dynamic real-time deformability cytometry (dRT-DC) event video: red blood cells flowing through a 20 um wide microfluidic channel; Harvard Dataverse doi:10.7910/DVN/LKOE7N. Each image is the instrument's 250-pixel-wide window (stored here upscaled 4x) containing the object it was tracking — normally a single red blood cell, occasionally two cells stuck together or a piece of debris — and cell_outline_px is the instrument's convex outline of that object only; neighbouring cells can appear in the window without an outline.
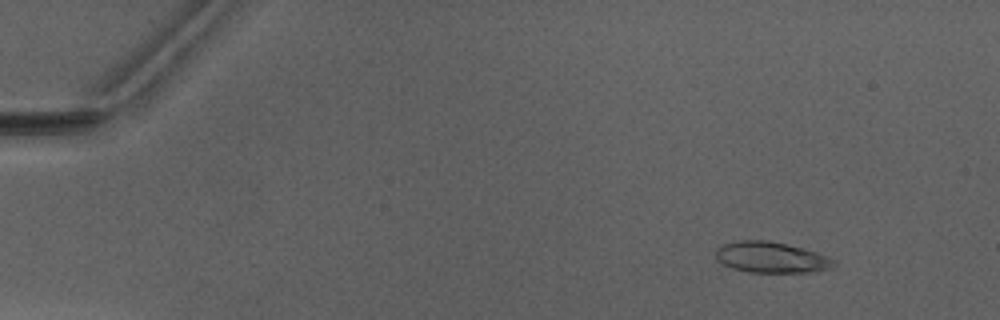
{"species": "Egyptian fruit bat (a non-hibernating species)", "species_latin": "Rousettus aegyptiacus", "temperature_condition": "warm", "stored_images_in_passage": 4, "camera_frame_rate_fps": 3000, "um_per_image_px": 0.085, "animal": {"sex": "male"}, "frame": {"image": 1, "passage_image": 2, "time_ms": 1.333, "image_size_px": [1000, 320], "cell_outline_px": [[836, 264], [828, 268], [812, 272], [748, 272], [732, 268], [724, 264], [716, 256], [716, 248], [724, 244], [740, 240], [764, 240], [804, 248], [828, 256], [836, 260]], "centroid_in_image_um": [65.57, 21.87], "position_along_channel_um": 19.4, "area_um2": 21.04}}
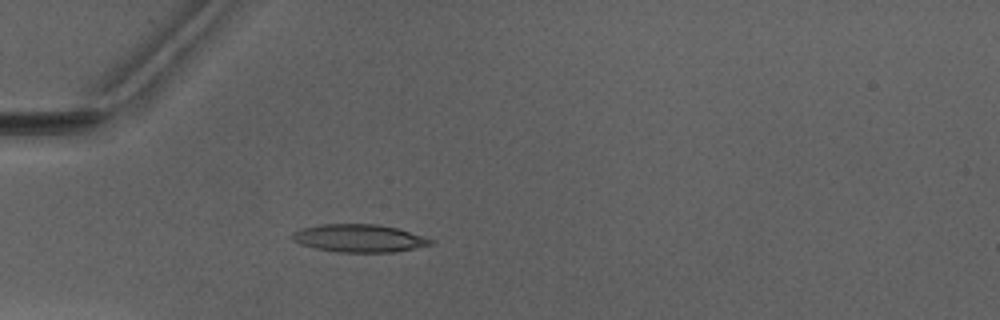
{"frame": {"image": 2, "passage_image": 4, "time_ms": 4.667, "image_size_px": [1000, 320], "cell_outline_px": [[436, 240], [432, 244], [392, 252], [340, 252], [316, 248], [300, 244], [292, 240], [292, 232], [304, 228], [320, 224], [376, 224], [396, 228]], "centroid_in_image_um": [30.51, 20.24], "position_along_channel_um": 54.5, "area_um2": 22.14}}